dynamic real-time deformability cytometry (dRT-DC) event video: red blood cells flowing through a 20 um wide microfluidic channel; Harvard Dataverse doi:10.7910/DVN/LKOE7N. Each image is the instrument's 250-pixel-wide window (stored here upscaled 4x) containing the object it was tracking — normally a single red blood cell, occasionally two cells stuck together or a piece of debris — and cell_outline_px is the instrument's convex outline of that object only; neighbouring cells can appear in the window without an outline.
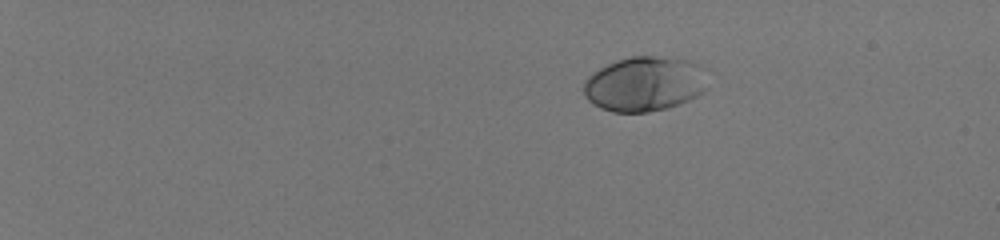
{"species": "human", "species_latin": "Homo sapiens", "temperature_condition": "room temperature", "stored_images_in_passage": 45, "camera_frame_rate_fps": 3000, "um_per_image_px": 0.085, "donor": {"sex": "male"}, "frame": {"image": 1, "passage_image": 1, "time_ms": 0.0, "image_size_px": [1000, 240], "cell_outline_px": [[704, 92], [680, 104], [668, 108], [648, 112], [612, 112], [600, 108], [588, 100], [584, 96], [584, 80], [592, 72], [616, 60], [632, 56], [652, 56], [692, 60], [696, 64], [704, 88]], "centroid_in_image_um": [54.68, 7.15], "position_along_channel_um": 30.3, "area_um2": 39.02}}
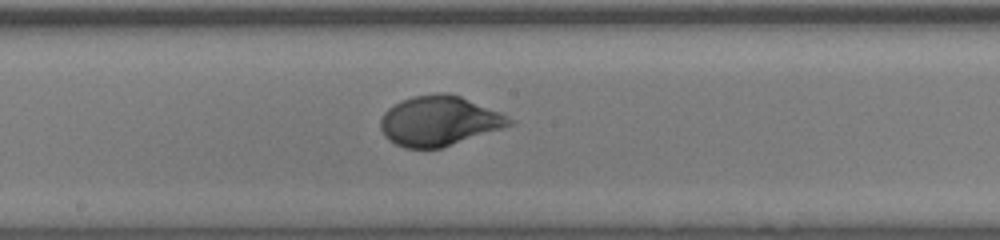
{"frame": {"image": 2, "passage_image": 26, "time_ms": 8.333, "image_size_px": [1000, 240], "cell_outline_px": [[516, 124], [440, 148], [404, 148], [388, 140], [384, 136], [380, 128], [380, 120], [384, 112], [388, 108], [400, 100], [412, 96], [436, 92], [448, 92], [460, 96], [500, 112], [516, 120]], "centroid_in_image_um": [37.32, 10.26], "position_along_channel_um": 210.9, "area_um2": 37.69}}
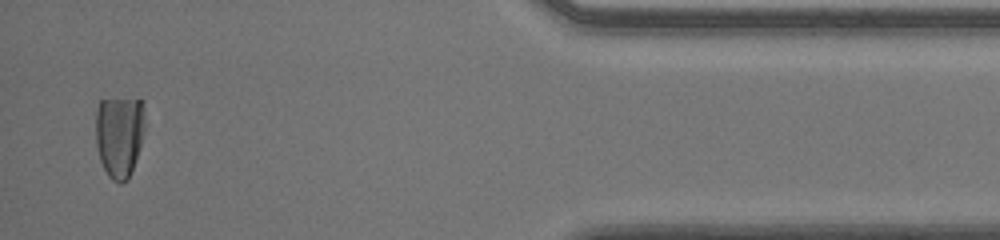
{"frame": {"image": 3, "passage_image": 45, "time_ms": 14.667, "image_size_px": [1000, 240], "cell_outline_px": [[144, 128], [140, 144], [132, 172], [128, 180], [120, 184], [112, 180], [108, 176], [100, 160], [96, 144], [96, 112], [100, 100], [144, 100]], "centroid_in_image_um": [10.14, 11.57], "position_along_channel_um": 425.1, "area_um2": 23.58}, "authors_computed_cell_mechanics": {"area_um2": 35.6048, "velocity_mm_per_s": 4.0372, "shape_relaxation_time_tau1_ms": 5.1947, "shape_relaxation_time_tau2_ms": null, "deformation_change_tau1": 0.2207, "deformation_change_tau2": null}}